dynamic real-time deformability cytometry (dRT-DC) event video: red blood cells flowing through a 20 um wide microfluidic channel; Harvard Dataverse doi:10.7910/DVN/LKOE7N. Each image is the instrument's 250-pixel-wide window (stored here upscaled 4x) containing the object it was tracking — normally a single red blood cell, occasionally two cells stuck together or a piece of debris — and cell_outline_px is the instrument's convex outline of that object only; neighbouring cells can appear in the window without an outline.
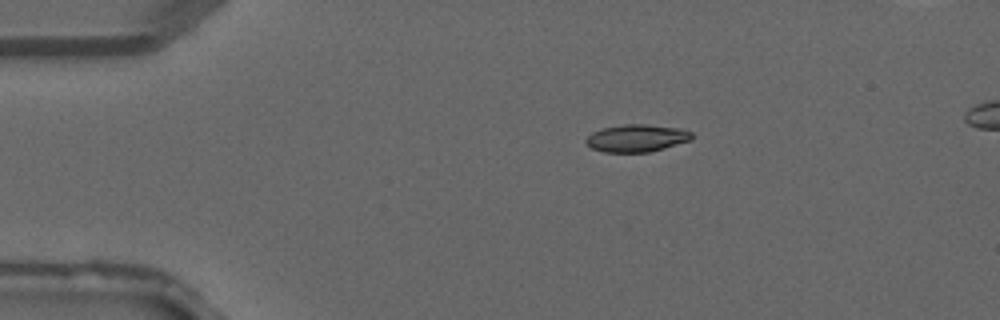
{"species": "common noctule bat (a hibernating species)", "species_latin": "Nyctalus noctula", "temperature_condition": "warm", "stored_images_in_passage": 38, "camera_frame_rate_fps": 3000, "um_per_image_px": 0.085, "animal": {"sex": "male", "forearm_length_mm": 52.5}, "frame": {"image": 1, "passage_image": 6, "time_ms": 1.667, "image_size_px": [1000, 320], "cell_outline_px": [[692, 140], [648, 152], [604, 152], [592, 148], [584, 140], [592, 132], [604, 128], [624, 124], [644, 124], [680, 128], [692, 132]], "centroid_in_image_um": [54.12, 11.74], "position_along_channel_um": 30.9, "area_um2": 16.76}}
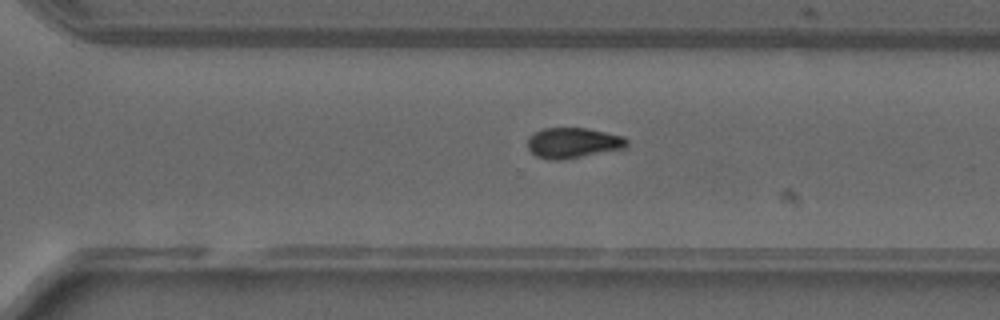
{"frame": {"image": 2, "passage_image": 26, "time_ms": 8.333, "image_size_px": [1000, 320], "cell_outline_px": [[628, 144], [624, 148], [560, 160], [548, 160], [536, 156], [528, 148], [528, 136], [544, 128], [588, 128], [624, 136], [628, 140]], "centroid_in_image_um": [48.7, 12.13], "position_along_channel_um": 321.9, "area_um2": 17.51}}
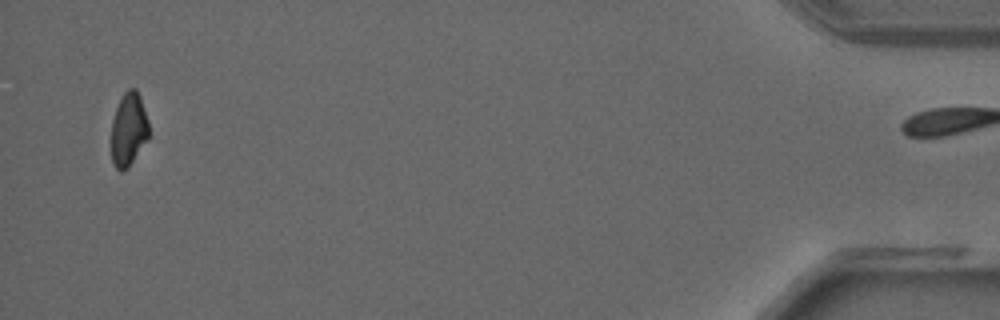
{"frame": {"image": 3, "passage_image": 37, "time_ms": 12.0, "image_size_px": [1000, 320], "cell_outline_px": [[148, 140], [128, 168], [120, 172], [112, 164], [112, 120], [116, 108], [124, 92], [128, 88], [136, 88], [140, 96], [148, 120]], "centroid_in_image_um": [10.94, 11.02], "position_along_channel_um": 424.3, "area_um2": 16.13}}